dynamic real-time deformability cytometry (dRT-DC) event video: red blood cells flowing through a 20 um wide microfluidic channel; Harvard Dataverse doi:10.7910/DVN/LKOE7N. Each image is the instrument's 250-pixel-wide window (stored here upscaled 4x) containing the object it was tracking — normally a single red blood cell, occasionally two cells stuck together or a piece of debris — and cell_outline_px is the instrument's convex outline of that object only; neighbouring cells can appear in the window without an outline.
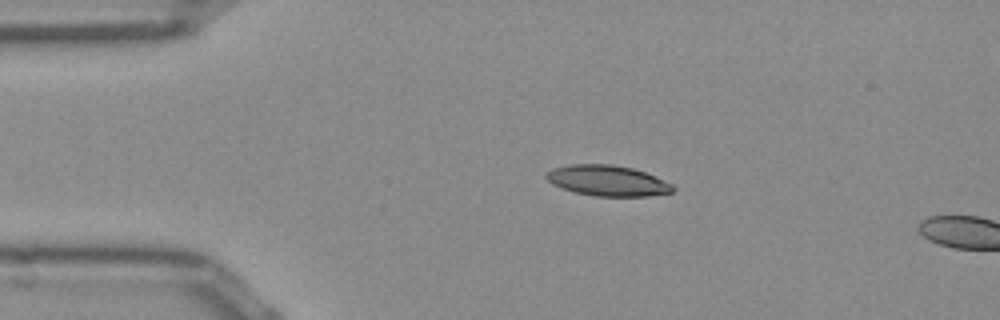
{"species": "Egyptian fruit bat (a non-hibernating species)", "species_latin": "Rousettus aegyptiacus", "temperature_condition": "room temperature", "stored_images_in_passage": 4, "camera_frame_rate_fps": 3000, "um_per_image_px": 0.085, "frame": {"image": 1, "passage_image": 1, "time_ms": 0.0, "image_size_px": [1000, 320], "cell_outline_px": [[676, 188], [672, 192], [648, 196], [596, 196], [576, 192], [552, 184], [544, 176], [552, 168], [568, 164], [612, 164], [632, 168], [644, 172], [672, 184]], "centroid_in_image_um": [51.63, 15.35], "position_along_channel_um": 33.4, "area_um2": 22.43}}